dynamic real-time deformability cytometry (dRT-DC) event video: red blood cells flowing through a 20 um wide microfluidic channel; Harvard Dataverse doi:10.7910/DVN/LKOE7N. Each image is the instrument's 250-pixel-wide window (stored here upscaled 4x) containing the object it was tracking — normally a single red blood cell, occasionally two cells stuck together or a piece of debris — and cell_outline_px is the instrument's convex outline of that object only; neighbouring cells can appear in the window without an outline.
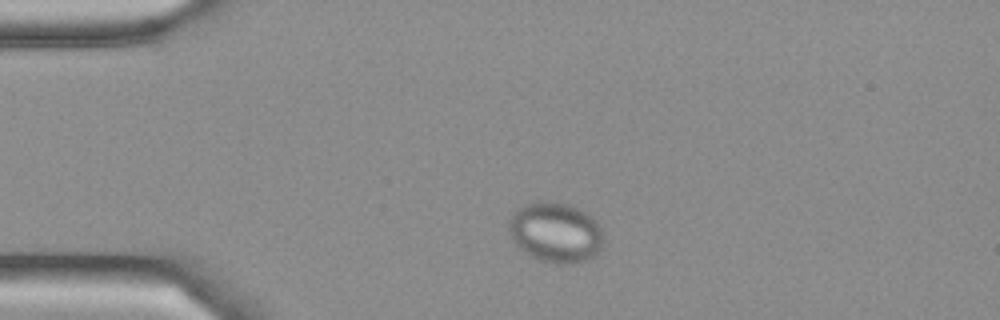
{"species": "Egyptian fruit bat (a non-hibernating species)", "species_latin": "Rousettus aegyptiacus", "temperature_condition": "cold", "stored_images_in_passage": 3, "camera_frame_rate_fps": 3000, "um_per_image_px": 0.085, "frame": {"image": 1, "passage_image": 2, "time_ms": 0.333, "image_size_px": [1000, 320], "cell_outline_px": [[604, 240], [600, 248], [592, 256], [576, 264], [556, 264], [540, 260], [532, 256], [520, 248], [512, 240], [508, 232], [508, 220], [516, 208], [524, 204], [536, 200], [548, 200], [568, 204], [584, 212], [596, 220], [600, 228]], "centroid_in_image_um": [47.17, 19.73], "position_along_channel_um": 37.8, "area_um2": 33.47}}